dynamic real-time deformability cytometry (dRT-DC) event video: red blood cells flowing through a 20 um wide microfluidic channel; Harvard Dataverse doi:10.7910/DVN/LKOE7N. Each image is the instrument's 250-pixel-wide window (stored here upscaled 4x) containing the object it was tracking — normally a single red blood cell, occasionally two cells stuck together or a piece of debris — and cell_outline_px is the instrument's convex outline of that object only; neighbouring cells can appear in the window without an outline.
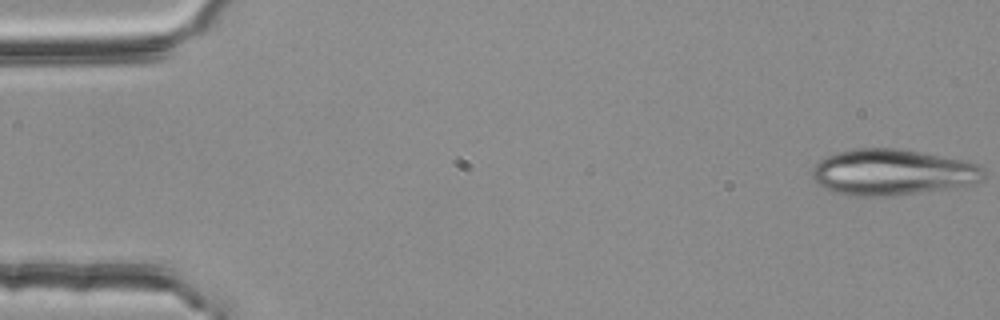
{"species": "common noctule bat (a hibernating species)", "species_latin": "Nyctalus noctula", "temperature_condition": "room temperature", "stored_images_in_passage": 4, "camera_frame_rate_fps": 3000, "um_per_image_px": 0.085, "animal": {"sex": "female", "body_mass_g": 25.1}, "frame": {"image": 1, "passage_image": 1, "time_ms": 0.0, "image_size_px": [1000, 320], "cell_outline_px": [[984, 180], [960, 188], [896, 196], [856, 196], [832, 192], [816, 184], [812, 176], [812, 168], [824, 156], [836, 152], [852, 148], [896, 148], [968, 160], [980, 164], [984, 168]], "centroid_in_image_um": [75.9, 14.65], "position_along_channel_um": 9.1, "area_um2": 47.16}}